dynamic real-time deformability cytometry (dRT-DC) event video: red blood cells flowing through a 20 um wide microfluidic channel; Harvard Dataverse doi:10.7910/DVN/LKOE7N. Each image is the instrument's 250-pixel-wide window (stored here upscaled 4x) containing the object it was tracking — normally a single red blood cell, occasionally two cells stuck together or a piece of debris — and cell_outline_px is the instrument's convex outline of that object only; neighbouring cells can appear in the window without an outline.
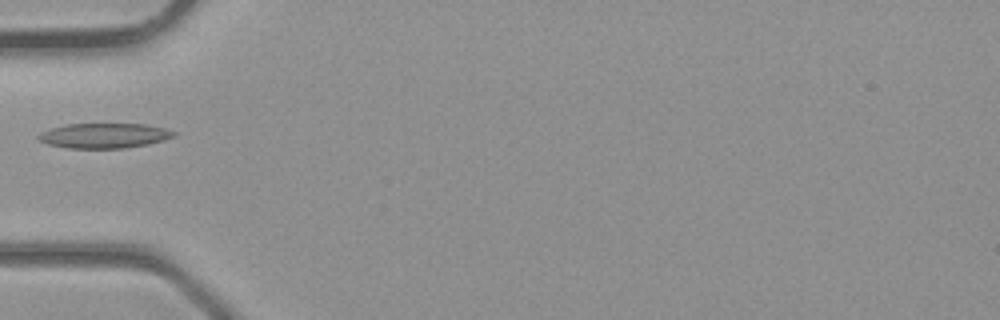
{"species": "common noctule bat (a hibernating species)", "species_latin": "Nyctalus noctula", "temperature_condition": "room temperature", "stored_images_in_passage": 21, "camera_frame_rate_fps": 3000, "um_per_image_px": 0.085, "animal": {"sex": "male", "body_mass_g": 23.1, "forearm_length_mm": 52.7}, "frame": {"image": 1, "passage_image": 1, "time_ms": 0.0, "image_size_px": [1000, 320], "cell_outline_px": [[176, 136], [164, 140], [148, 144], [124, 148], [68, 148], [48, 144], [40, 140], [36, 136], [40, 132], [52, 128], [68, 124], [148, 124], [164, 128], [176, 132]], "centroid_in_image_um": [8.88, 11.53], "position_along_channel_um": 76.1, "area_um2": 19.65}}
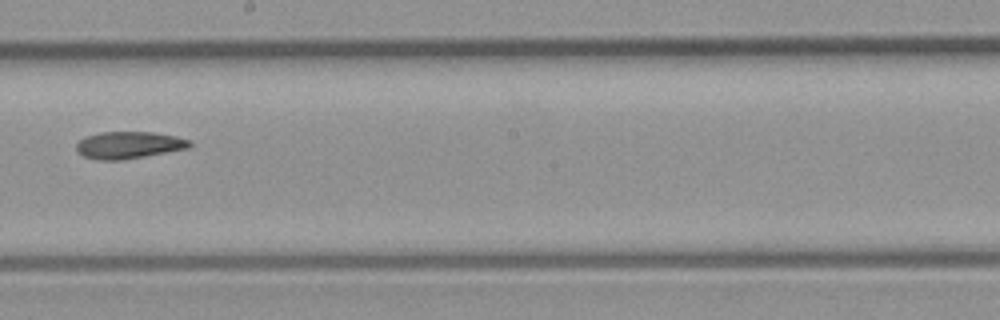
{"frame": {"image": 2, "passage_image": 10, "time_ms": 3.0, "image_size_px": [1000, 320], "cell_outline_px": [[192, 144], [188, 148], [144, 156], [120, 160], [96, 160], [84, 156], [76, 152], [76, 144], [84, 136], [100, 132], [152, 132], [176, 136], [192, 140]], "centroid_in_image_um": [10.92, 12.32], "position_along_channel_um": 237.3, "area_um2": 17.92}}
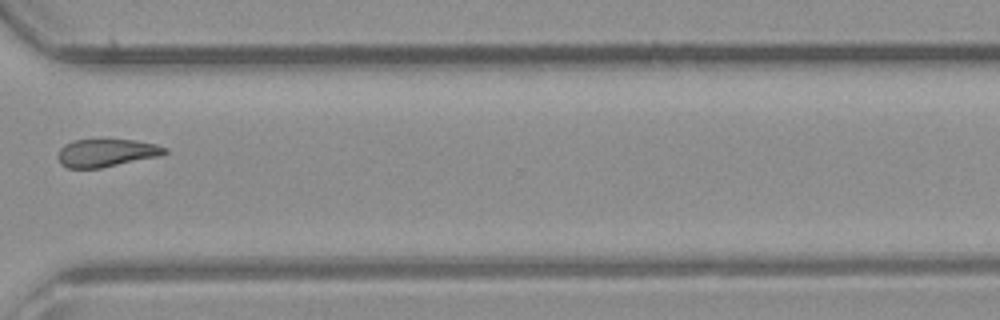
{"frame": {"image": 3, "passage_image": 17, "time_ms": 5.333, "image_size_px": [1000, 320], "cell_outline_px": [[168, 152], [160, 156], [100, 168], [68, 168], [60, 164], [56, 156], [60, 148], [64, 144], [72, 140], [136, 140], [156, 144], [168, 148]], "centroid_in_image_um": [9.03, 12.99], "position_along_channel_um": 361.6, "area_um2": 17.46}}